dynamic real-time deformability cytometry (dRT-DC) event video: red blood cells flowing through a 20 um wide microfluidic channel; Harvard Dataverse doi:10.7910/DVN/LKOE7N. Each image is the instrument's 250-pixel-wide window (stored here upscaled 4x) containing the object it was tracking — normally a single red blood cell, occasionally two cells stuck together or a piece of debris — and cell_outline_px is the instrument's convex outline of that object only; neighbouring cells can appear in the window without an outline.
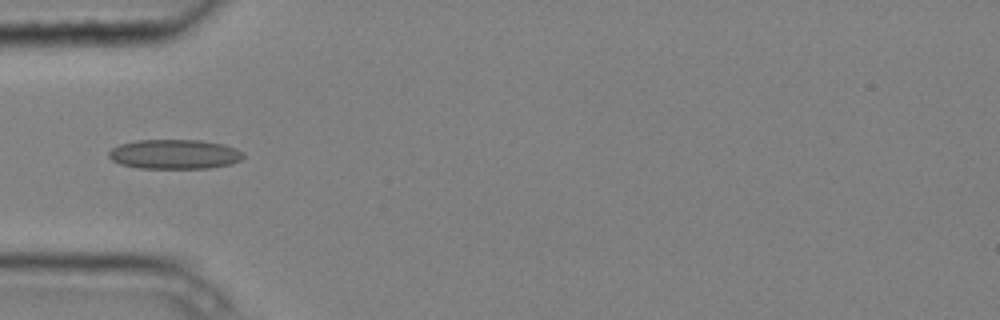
{"species": "common noctule bat (a hibernating species)", "species_latin": "Nyctalus noctula", "temperature_condition": "cold", "stored_images_in_passage": 7, "camera_frame_rate_fps": 3000, "um_per_image_px": 0.085, "animal": {"sex": "male", "body_mass_g": 20.4}, "frame": {"image": 1, "passage_image": 5, "time_ms": 1.333, "image_size_px": [1000, 320], "cell_outline_px": [[244, 156], [240, 160], [232, 164], [208, 168], [140, 168], [120, 164], [112, 160], [108, 156], [108, 152], [112, 148], [120, 144], [136, 140], [200, 140], [224, 144], [244, 152]], "centroid_in_image_um": [14.84, 13.1], "position_along_channel_um": 70.2, "area_um2": 23.24}}
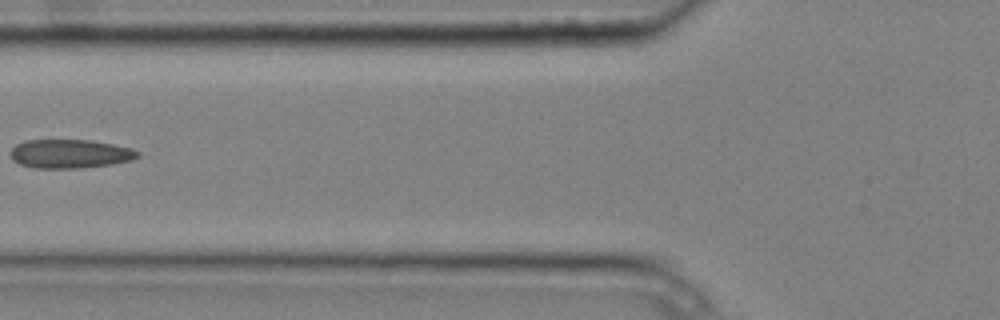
{"frame": {"image": 2, "passage_image": 6, "time_ms": 1.667, "image_size_px": [1000, 320], "cell_outline_px": [[140, 156], [132, 160], [112, 164], [80, 168], [32, 168], [20, 164], [12, 160], [12, 148], [16, 144], [24, 140], [92, 140], [132, 148], [140, 152]], "centroid_in_image_um": [5.97, 13.07], "position_along_channel_um": 119.8, "area_um2": 21.44}}
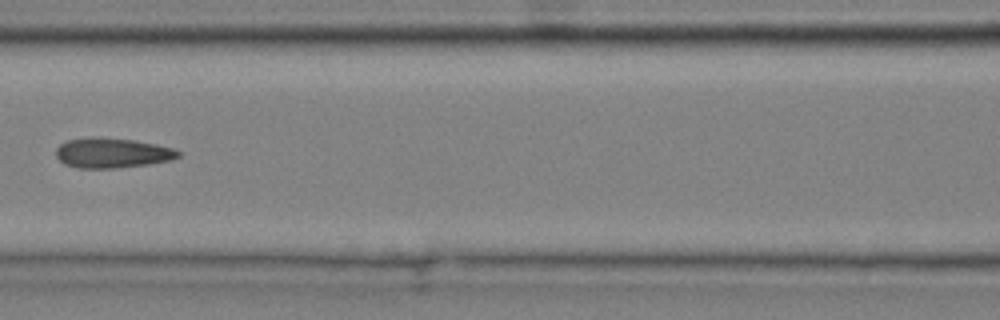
{"frame": {"image": 3, "passage_image": 7, "time_ms": 2.0, "image_size_px": [1000, 320], "cell_outline_px": [[180, 156], [172, 160], [148, 164], [116, 168], [76, 168], [64, 164], [56, 156], [56, 148], [64, 140], [92, 136], [136, 140], [176, 148], [180, 152]], "centroid_in_image_um": [9.53, 12.99], "position_along_channel_um": 157.1, "area_um2": 21.73}}